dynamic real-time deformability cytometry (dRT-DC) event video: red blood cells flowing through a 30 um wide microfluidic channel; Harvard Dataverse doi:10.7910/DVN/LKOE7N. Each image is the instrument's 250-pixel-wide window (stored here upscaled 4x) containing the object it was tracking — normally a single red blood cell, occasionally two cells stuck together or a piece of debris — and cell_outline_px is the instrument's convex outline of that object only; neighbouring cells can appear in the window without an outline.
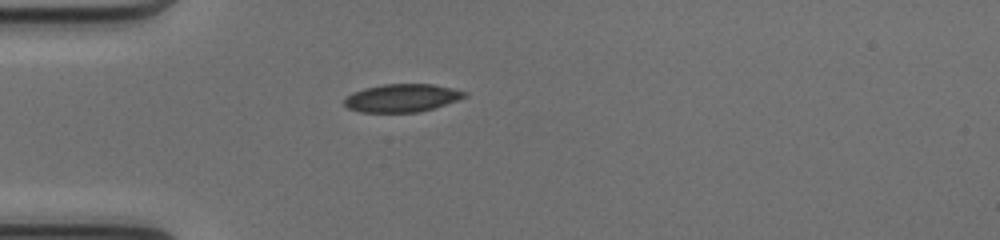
{"species": "common noctule bat (a hibernating species)", "species_latin": "Nyctalus noctula", "temperature_condition": "cold", "stored_images_in_passage": 36, "camera_frame_rate_fps": 3000, "um_per_image_px": 0.085, "animal": {"sex": "female", "body_mass_g": 17.0, "forearm_length_mm": 48.0}, "frame": {"image": 1, "passage_image": 1, "time_ms": 0.0, "image_size_px": [1000, 240], "cell_outline_px": [[468, 96], [420, 112], [360, 112], [348, 108], [344, 104], [344, 100], [352, 92], [364, 88], [384, 84], [432, 84], [452, 88], [468, 92]], "centroid_in_image_um": [34.16, 8.32], "position_along_channel_um": 50.8, "area_um2": 19.48}}
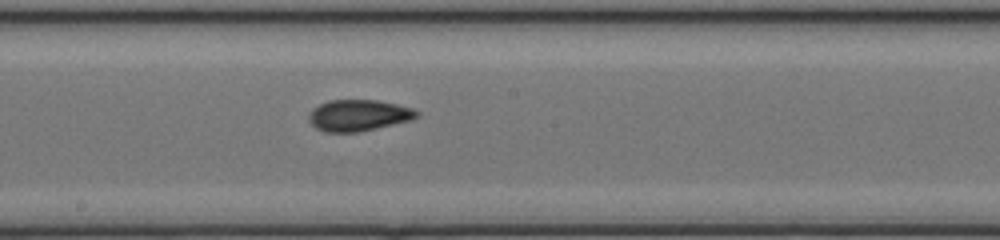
{"frame": {"image": 2, "passage_image": 14, "time_ms": 4.333, "image_size_px": [1000, 240], "cell_outline_px": [[420, 116], [412, 120], [376, 128], [356, 132], [324, 132], [316, 128], [308, 120], [308, 116], [312, 108], [328, 100], [376, 100], [396, 104], [412, 108], [420, 112]], "centroid_in_image_um": [30.47, 9.8], "position_along_channel_um": 217.7, "area_um2": 19.77}}
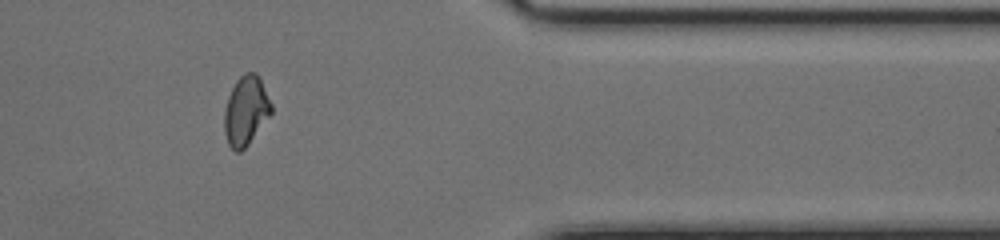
{"frame": {"image": 3, "passage_image": 28, "time_ms": 9.0, "image_size_px": [1000, 240], "cell_outline_px": [[272, 112], [248, 144], [240, 152], [236, 152], [228, 144], [224, 132], [224, 108], [228, 96], [236, 80], [244, 72], [256, 72], [272, 104]], "centroid_in_image_um": [20.88, 9.4], "position_along_channel_um": 390.5, "area_um2": 18.84}, "authors_computed_cell_mechanics": {"area_um2": 19.0162, "velocity_mm_per_s": 4.133, "shape_relaxation_time_tau1_ms": null, "shape_relaxation_time_tau2_ms": 1.8363, "deformation_change_tau1": null, "deformation_change_tau2": 0.068}}